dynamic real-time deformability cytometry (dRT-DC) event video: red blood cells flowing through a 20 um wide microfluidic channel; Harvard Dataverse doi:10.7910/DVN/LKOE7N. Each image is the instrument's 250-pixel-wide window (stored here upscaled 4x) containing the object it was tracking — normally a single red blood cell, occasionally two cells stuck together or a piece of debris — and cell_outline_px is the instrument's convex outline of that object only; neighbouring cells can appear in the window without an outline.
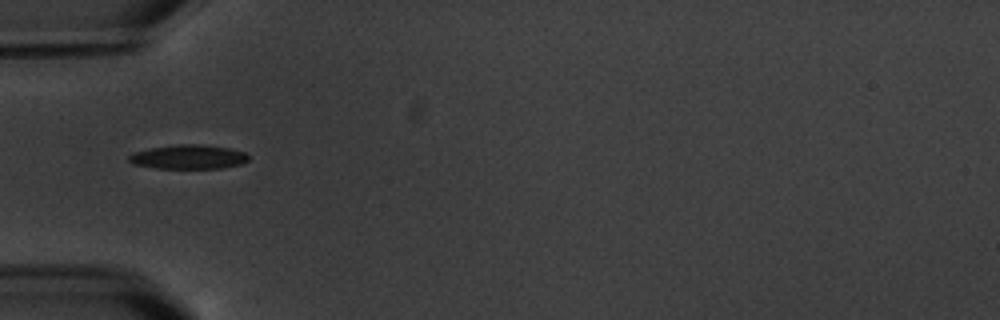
{"species": "common noctule bat (a hibernating species)", "species_latin": "Nyctalus noctula", "temperature_condition": "warm", "stored_images_in_passage": 12, "camera_frame_rate_fps": 3000, "um_per_image_px": 0.085, "animal": {"sex": "male", "body_mass_g": 20.1, "forearm_length_mm": 53.5}, "frame": {"image": 1, "passage_image": 1, "time_ms": 0.0, "image_size_px": [1000, 320], "cell_outline_px": [[248, 160], [240, 164], [220, 168], [156, 168], [132, 164], [128, 160], [128, 156], [132, 152], [148, 148], [176, 144], [200, 144], [228, 148], [244, 152], [248, 156]], "centroid_in_image_um": [15.95, 13.33], "position_along_channel_um": 69.0, "area_um2": 16.88}}
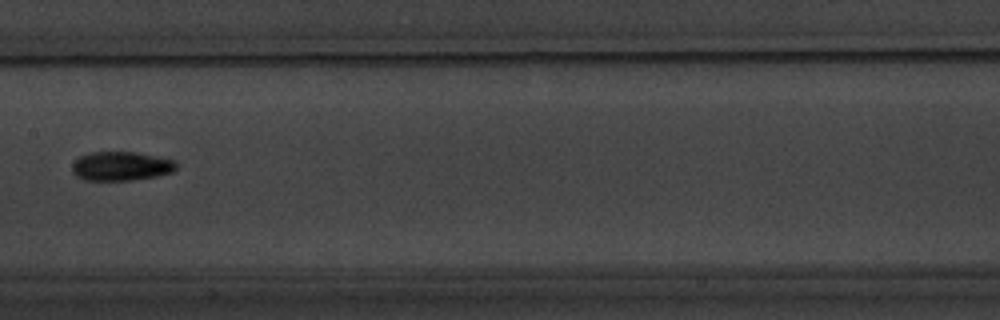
{"frame": {"image": 2, "passage_image": 4, "time_ms": 3.667, "image_size_px": [1000, 320], "cell_outline_px": [[176, 168], [172, 172], [156, 176], [132, 180], [84, 180], [76, 176], [72, 172], [72, 164], [80, 156], [92, 152], [136, 152], [176, 160]], "centroid_in_image_um": [10.29, 14.12], "position_along_channel_um": 197.1, "area_um2": 17.63}}
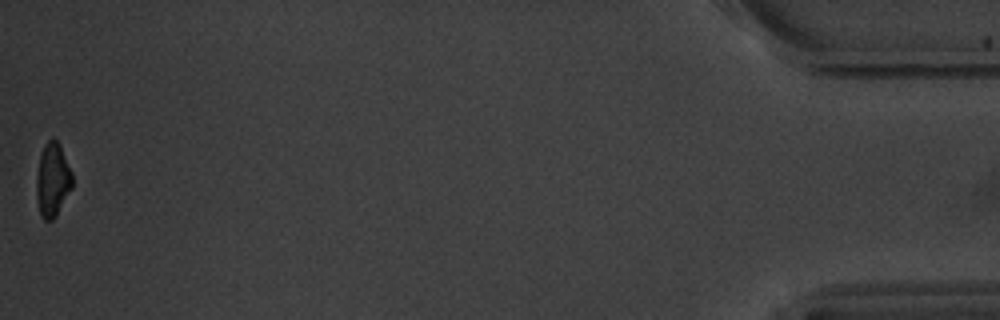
{"frame": {"image": 3, "passage_image": 12, "time_ms": 13.0, "image_size_px": [1000, 320], "cell_outline_px": [[72, 188], [56, 216], [52, 220], [44, 220], [40, 216], [36, 200], [36, 176], [40, 156], [44, 144], [52, 136], [60, 144], [72, 172]], "centroid_in_image_um": [4.46, 15.29], "position_along_channel_um": 430.7, "area_um2": 15.66}, "authors_computed_cell_mechanics": {"area_um2": 16.5019, "velocity_mm_per_s": 3.4771, "shape_relaxation_time_tau1_ms": 1.6703, "shape_relaxation_time_tau2_ms": null, "deformation_change_tau1": 0.0827, "deformation_change_tau2": null}}